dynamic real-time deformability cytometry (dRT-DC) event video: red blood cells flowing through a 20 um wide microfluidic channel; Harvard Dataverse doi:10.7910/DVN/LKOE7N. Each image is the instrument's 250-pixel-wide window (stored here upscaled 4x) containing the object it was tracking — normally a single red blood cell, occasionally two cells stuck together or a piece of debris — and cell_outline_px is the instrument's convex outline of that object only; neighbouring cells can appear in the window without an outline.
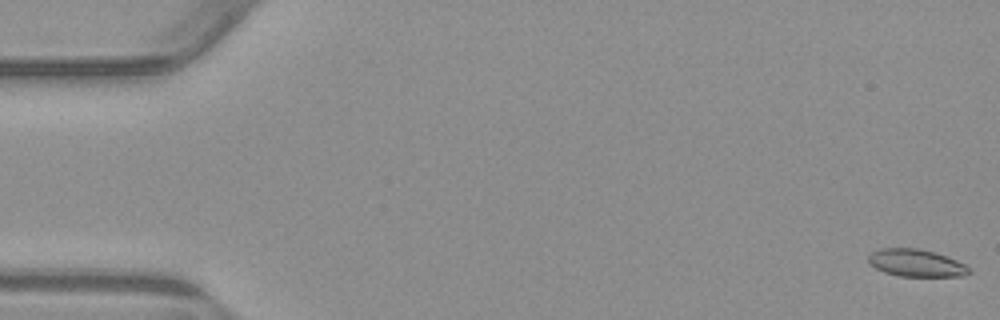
{"species": "common noctule bat (a hibernating species)", "species_latin": "Nyctalus noctula", "temperature_condition": "warm", "stored_images_in_passage": 54, "camera_frame_rate_fps": 3000, "um_per_image_px": 0.085, "animal": {"sex": "male", "body_mass_g": 23.1, "forearm_length_mm": 52.7}, "frame": {"image": 1, "passage_image": 1, "time_ms": 0.0, "image_size_px": [1000, 320], "cell_outline_px": [[972, 272], [964, 276], [900, 276], [884, 272], [876, 268], [868, 260], [868, 256], [872, 252], [880, 248], [920, 248], [936, 252], [948, 256], [964, 264]], "centroid_in_image_um": [77.89, 22.34], "position_along_channel_um": 7.1, "area_um2": 16.07}}
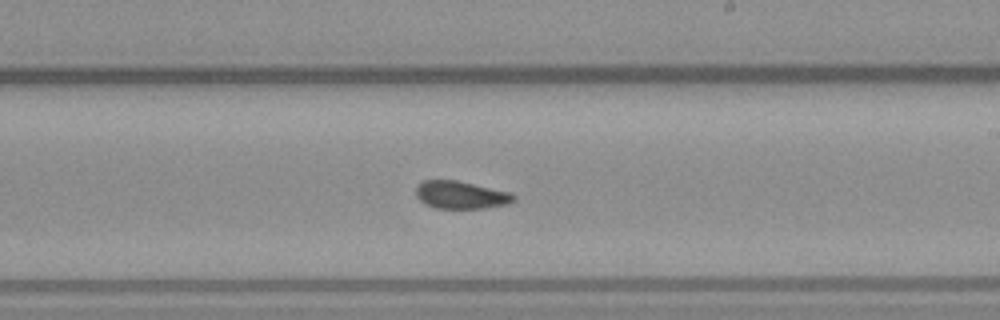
{"frame": {"image": 2, "passage_image": 32, "time_ms": 10.333, "image_size_px": [1000, 320], "cell_outline_px": [[516, 200], [504, 204], [484, 208], [436, 208], [424, 204], [416, 196], [416, 184], [424, 180], [456, 180], [512, 192], [516, 196]], "centroid_in_image_um": [39.16, 16.56], "position_along_channel_um": 249.8, "area_um2": 15.84}}
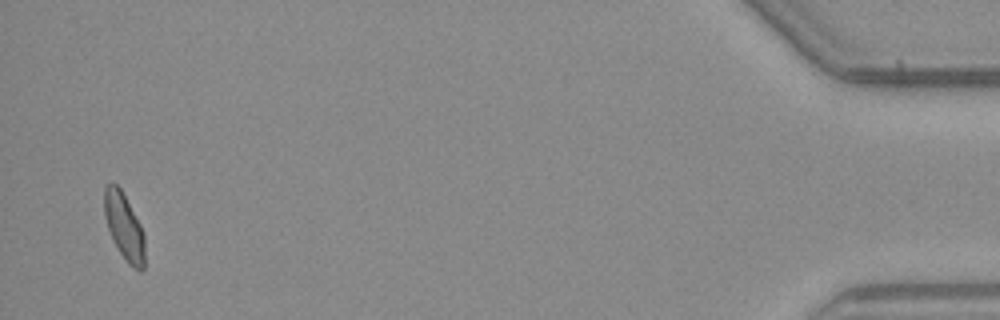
{"frame": {"image": 3, "passage_image": 53, "time_ms": 17.333, "image_size_px": [1000, 320], "cell_outline_px": [[144, 268], [140, 272], [132, 268], [128, 264], [120, 252], [108, 228], [104, 216], [104, 188], [108, 184], [116, 184], [120, 188], [140, 224], [144, 236]], "centroid_in_image_um": [10.55, 19.29], "position_along_channel_um": 424.6, "area_um2": 15.43}, "authors_computed_cell_mechanics": {"area_um2": 16.2418, "velocity_mm_per_s": 3.8296, "shape_relaxation_time_tau1_ms": null, "shape_relaxation_time_tau2_ms": 1.5341, "deformation_change_tau1": null, "deformation_change_tau2": 0.0704}}